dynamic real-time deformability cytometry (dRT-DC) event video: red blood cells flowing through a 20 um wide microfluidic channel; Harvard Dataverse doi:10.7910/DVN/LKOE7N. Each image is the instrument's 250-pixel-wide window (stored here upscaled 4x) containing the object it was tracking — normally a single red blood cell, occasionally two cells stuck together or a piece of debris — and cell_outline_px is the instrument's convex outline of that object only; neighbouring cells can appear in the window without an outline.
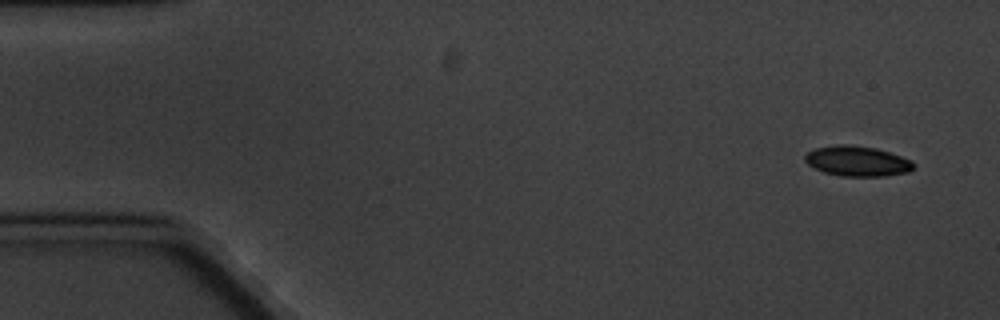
{"species": "common noctule bat (a hibernating species)", "species_latin": "Nyctalus noctula", "temperature_condition": "cold", "stored_images_in_passage": 6, "camera_frame_rate_fps": 3000, "um_per_image_px": 0.085, "animal": {"sex": "male", "body_mass_g": 20.1, "forearm_length_mm": 53.5}, "frame": {"image": 1, "passage_image": 1, "time_ms": 0.0, "image_size_px": [1000, 320], "cell_outline_px": [[916, 164], [908, 172], [884, 176], [840, 176], [824, 172], [808, 164], [804, 160], [804, 156], [808, 152], [816, 148], [836, 144], [844, 144], [876, 148], [912, 160]], "centroid_in_image_um": [72.87, 13.69], "position_along_channel_um": 12.1, "area_um2": 19.02}}